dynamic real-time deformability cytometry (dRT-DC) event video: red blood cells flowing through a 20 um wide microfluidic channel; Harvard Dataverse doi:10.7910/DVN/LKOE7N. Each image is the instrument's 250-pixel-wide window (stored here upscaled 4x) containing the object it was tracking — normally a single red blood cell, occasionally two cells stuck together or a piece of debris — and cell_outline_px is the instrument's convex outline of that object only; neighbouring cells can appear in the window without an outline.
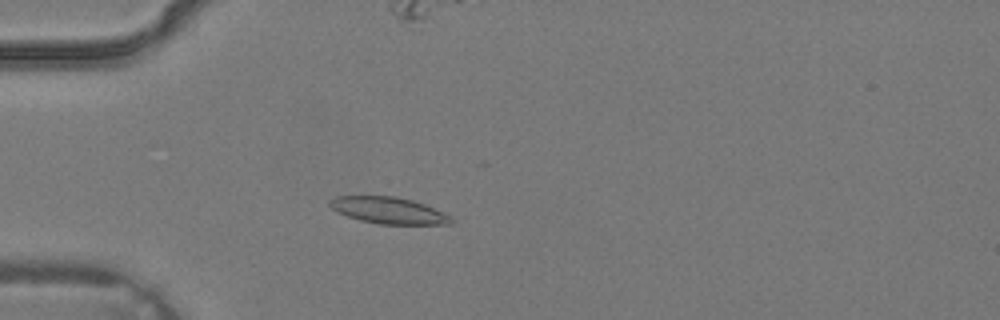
{"species": "common noctule bat (a hibernating species)", "species_latin": "Nyctalus noctula", "temperature_condition": "warm", "stored_images_in_passage": 3, "camera_frame_rate_fps": 3000, "um_per_image_px": 0.085, "animal": {"sex": "male", "body_mass_g": 19.2, "forearm_length_mm": 51.8}, "frame": {"image": 1, "passage_image": 2, "time_ms": 0.333, "image_size_px": [1000, 320], "cell_outline_px": [[456, 220], [452, 224], [380, 224], [360, 220], [336, 212], [328, 204], [328, 200], [336, 196], [396, 196], [412, 200], [424, 204]], "centroid_in_image_um": [32.98, 17.88], "position_along_channel_um": 52.0, "area_um2": 18.67}}